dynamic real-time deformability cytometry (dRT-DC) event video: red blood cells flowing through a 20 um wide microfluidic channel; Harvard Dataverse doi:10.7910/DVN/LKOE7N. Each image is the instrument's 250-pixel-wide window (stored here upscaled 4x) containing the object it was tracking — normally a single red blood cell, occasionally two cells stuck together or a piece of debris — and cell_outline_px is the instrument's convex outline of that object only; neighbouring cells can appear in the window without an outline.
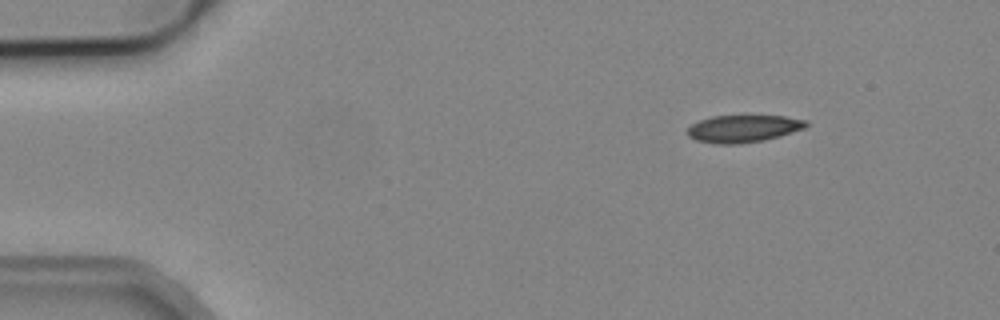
{"species": "common noctule bat (a hibernating species)", "species_latin": "Nyctalus noctula", "temperature_condition": "cold", "stored_images_in_passage": 4, "camera_frame_rate_fps": 3000, "um_per_image_px": 0.085, "animal": {"sex": "male", "body_mass_g": 19.2, "forearm_length_mm": 51.8}, "frame": {"image": 1, "passage_image": 1, "time_ms": 0.0, "image_size_px": [1000, 320], "cell_outline_px": [[808, 124], [804, 128], [780, 136], [764, 140], [740, 144], [716, 144], [696, 140], [688, 136], [688, 128], [692, 124], [700, 120], [712, 116], [784, 116], [808, 120]], "centroid_in_image_um": [63.19, 10.94], "position_along_channel_um": 21.8, "area_um2": 18.84}}
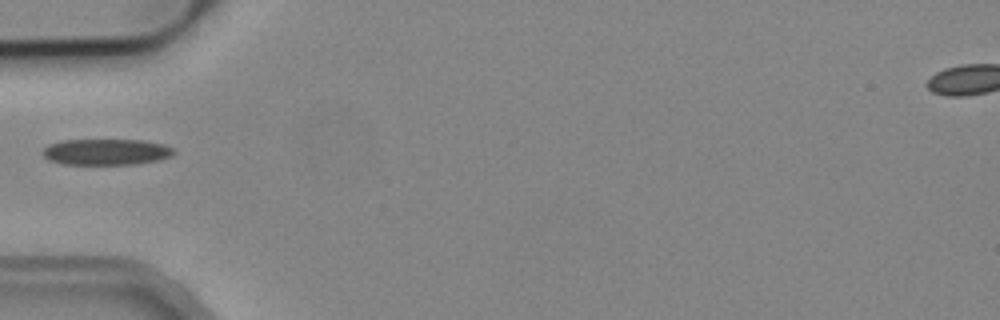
{"frame": {"image": 2, "passage_image": 3, "time_ms": 3.667, "image_size_px": [1000, 320], "cell_outline_px": [[176, 152], [172, 156], [160, 160], [136, 164], [60, 164], [48, 160], [40, 152], [48, 144], [64, 140], [144, 140], [164, 144], [172, 148]], "centroid_in_image_um": [9.02, 12.91], "position_along_channel_um": 76.0, "area_um2": 20.17}}